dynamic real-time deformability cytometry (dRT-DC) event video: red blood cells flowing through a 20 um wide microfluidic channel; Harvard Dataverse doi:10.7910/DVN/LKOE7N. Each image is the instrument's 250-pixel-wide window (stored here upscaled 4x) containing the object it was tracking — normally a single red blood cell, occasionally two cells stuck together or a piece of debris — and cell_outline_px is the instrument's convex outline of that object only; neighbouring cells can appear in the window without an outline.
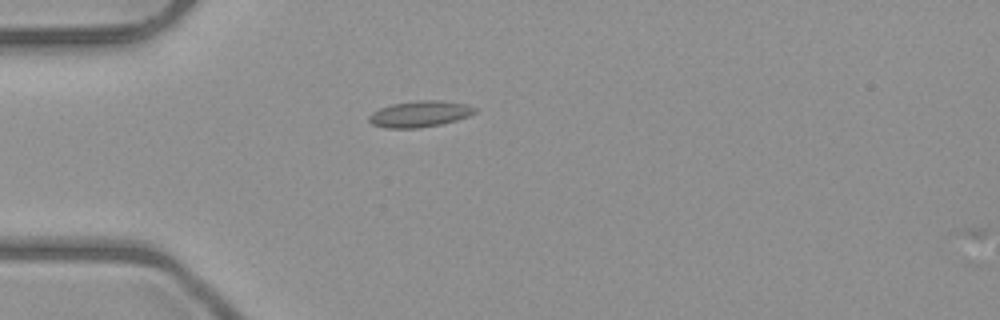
{"species": "common noctule bat (a hibernating species)", "species_latin": "Nyctalus noctula", "temperature_condition": "room temperature", "stored_images_in_passage": 1, "camera_frame_rate_fps": 3000, "um_per_image_px": 0.085, "animal": {"sex": "male", "body_mass_g": 23.1, "forearm_length_mm": 52.7}, "frame": {"image": 1, "passage_image": 1, "time_ms": 0.0, "image_size_px": [1000, 320], "cell_outline_px": [[476, 112], [468, 116], [456, 120], [440, 124], [416, 128], [384, 128], [372, 124], [368, 120], [368, 116], [372, 112], [380, 108], [392, 104], [416, 100], [440, 100], [464, 104], [476, 108]], "centroid_in_image_um": [35.64, 9.68], "position_along_channel_um": 49.4, "area_um2": 16.07}}